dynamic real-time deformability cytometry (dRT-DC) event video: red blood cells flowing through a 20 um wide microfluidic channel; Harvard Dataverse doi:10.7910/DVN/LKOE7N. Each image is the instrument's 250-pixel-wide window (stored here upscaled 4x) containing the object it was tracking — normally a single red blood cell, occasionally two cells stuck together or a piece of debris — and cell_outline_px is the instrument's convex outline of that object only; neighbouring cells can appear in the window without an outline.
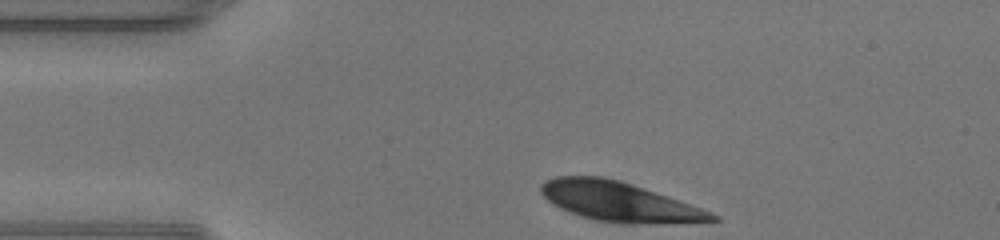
{"species": "human", "species_latin": "Homo sapiens", "temperature_condition": "warm", "stored_images_in_passage": 31, "camera_frame_rate_fps": 3000, "um_per_image_px": 0.085, "donor": {"sex": "male"}, "frame": {"image": 1, "passage_image": 1, "time_ms": 0.0, "image_size_px": [1000, 240], "cell_outline_px": [[720, 220], [640, 224], [616, 224], [596, 220], [580, 216], [568, 212], [552, 204], [540, 192], [540, 184], [556, 176], [600, 176], [620, 180], [632, 184], [712, 212], [720, 216]], "centroid_in_image_um": [52.57, 17.15], "position_along_channel_um": 32.4, "area_um2": 39.13}}
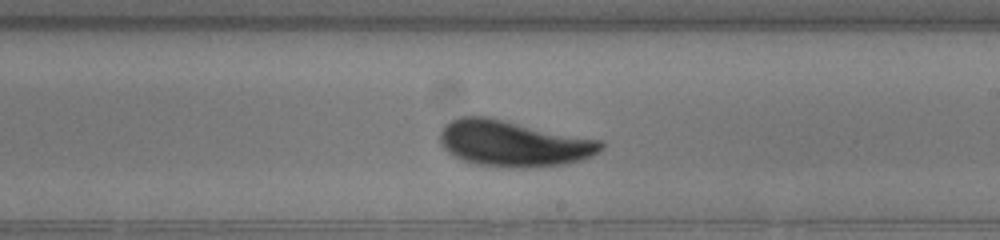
{"frame": {"image": 2, "passage_image": 19, "time_ms": 6.0, "image_size_px": [1000, 240], "cell_outline_px": [[604, 148], [600, 152], [584, 160], [568, 164], [532, 168], [500, 168], [476, 164], [464, 160], [448, 152], [440, 144], [440, 132], [444, 124], [460, 116], [488, 116], [600, 140], [604, 144]], "centroid_in_image_um": [43.66, 12.21], "position_along_channel_um": 245.3, "area_um2": 43.81}}
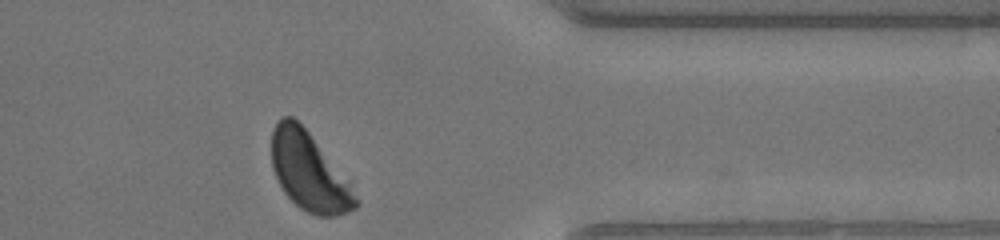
{"frame": {"image": 3, "passage_image": 30, "time_ms": 9.667, "image_size_px": [1000, 240], "cell_outline_px": [[360, 204], [356, 208], [348, 212], [336, 216], [316, 216], [300, 208], [284, 192], [272, 168], [272, 132], [276, 124], [284, 116], [292, 116], [308, 132], [348, 180], [360, 200]], "centroid_in_image_um": [26.29, 14.64], "position_along_channel_um": 385.1, "area_um2": 37.86}, "authors_computed_cell_mechanics": {"area_um2": 41.327, "velocity_mm_per_s": 4.2837, "shape_relaxation_time_tau1_ms": 2.7435, "shape_relaxation_time_tau2_ms": null, "deformation_change_tau1": 0.1057, "deformation_change_tau2": null}}